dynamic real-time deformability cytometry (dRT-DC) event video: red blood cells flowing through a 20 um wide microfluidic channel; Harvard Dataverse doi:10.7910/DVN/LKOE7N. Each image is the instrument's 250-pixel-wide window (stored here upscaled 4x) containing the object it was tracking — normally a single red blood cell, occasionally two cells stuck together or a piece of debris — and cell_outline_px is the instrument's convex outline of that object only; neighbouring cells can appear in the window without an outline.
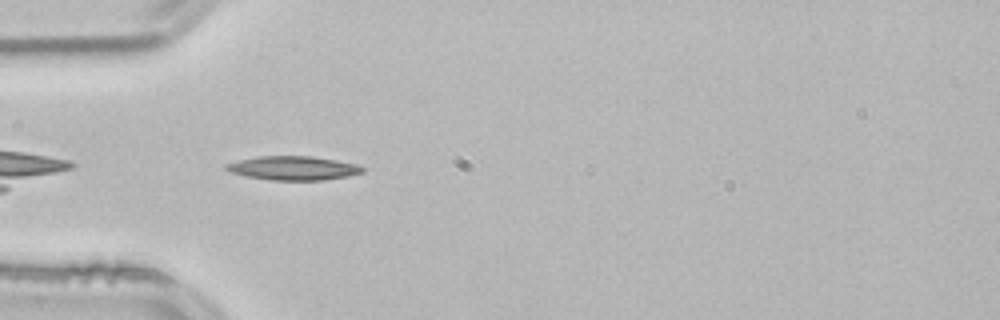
{"species": "common noctule bat (a hibernating species)", "species_latin": "Nyctalus noctula", "temperature_condition": "room temperature", "stored_images_in_passage": 33, "camera_frame_rate_fps": 3000, "um_per_image_px": 0.085, "animal": {"sex": "male", "body_mass_g": 21.5, "forearm_length_mm": 52.0}, "frame": {"image": 1, "passage_image": 1, "time_ms": 0.0, "image_size_px": [1000, 320], "cell_outline_px": [[364, 172], [348, 176], [324, 180], [268, 180], [248, 176], [232, 172], [224, 168], [224, 164], [240, 160], [260, 156], [312, 156], [356, 164], [364, 168]], "centroid_in_image_um": [24.93, 14.29], "position_along_channel_um": 60.1, "area_um2": 18.84}, "authors_computed_cell_mechanics": {"area_um2": 17.629, "velocity_mm_per_s": 3.8344, "shape_relaxation_time_tau1_ms": 5.2553, "shape_relaxation_time_tau2_ms": null, "deformation_change_tau1": 0.1811, "deformation_change_tau2": null}}